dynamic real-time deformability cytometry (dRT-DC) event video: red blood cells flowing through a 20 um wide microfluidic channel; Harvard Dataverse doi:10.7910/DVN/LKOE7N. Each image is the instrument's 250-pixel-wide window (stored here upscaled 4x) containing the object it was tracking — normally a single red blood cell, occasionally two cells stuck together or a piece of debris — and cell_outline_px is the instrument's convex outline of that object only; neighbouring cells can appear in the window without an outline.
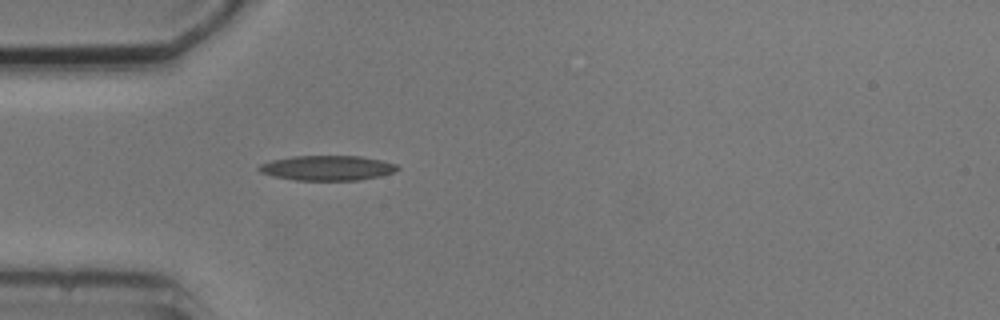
{"species": "common noctule bat (a hibernating species)", "species_latin": "Nyctalus noctula", "temperature_condition": "cold", "stored_images_in_passage": 1, "camera_frame_rate_fps": 3000, "um_per_image_px": 0.085, "animal": {"sex": "male", "body_mass_g": 20.5, "forearm_length_mm": 52.5}, "frame": {"image": 1, "passage_image": 1, "time_ms": 0.0, "image_size_px": [1000, 320], "cell_outline_px": [[400, 168], [392, 172], [380, 176], [360, 180], [296, 180], [272, 176], [260, 172], [256, 168], [260, 164], [272, 160], [292, 156], [360, 156], [380, 160], [396, 164]], "centroid_in_image_um": [27.79, 14.28], "position_along_channel_um": 57.2, "area_um2": 20.06}}